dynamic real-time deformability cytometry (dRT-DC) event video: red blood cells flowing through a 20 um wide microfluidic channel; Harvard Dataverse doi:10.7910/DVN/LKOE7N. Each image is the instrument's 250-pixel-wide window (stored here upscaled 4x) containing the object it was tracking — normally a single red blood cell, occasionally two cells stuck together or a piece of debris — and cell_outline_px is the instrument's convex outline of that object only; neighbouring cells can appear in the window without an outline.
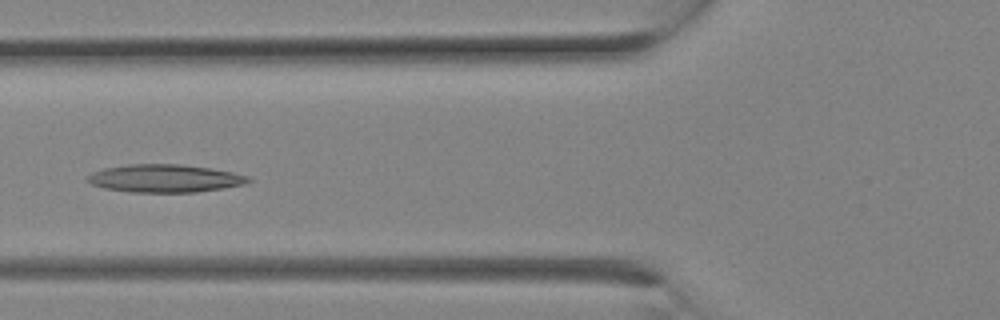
{"species": "Egyptian fruit bat (a non-hibernating species)", "species_latin": "Rousettus aegyptiacus", "temperature_condition": "room temperature", "stored_images_in_passage": 10, "camera_frame_rate_fps": 3000, "um_per_image_px": 0.085, "animal": {"sex": "female"}, "frame": {"image": 1, "passage_image": 9, "time_ms": 2.667, "image_size_px": [1000, 320], "cell_outline_px": [[252, 180], [244, 184], [224, 188], [196, 192], [128, 192], [104, 188], [92, 184], [84, 180], [92, 172], [104, 168], [128, 164], [180, 164], [208, 168], [232, 172], [248, 176]], "centroid_in_image_um": [13.97, 15.16], "position_along_channel_um": 111.8, "area_um2": 26.13}}